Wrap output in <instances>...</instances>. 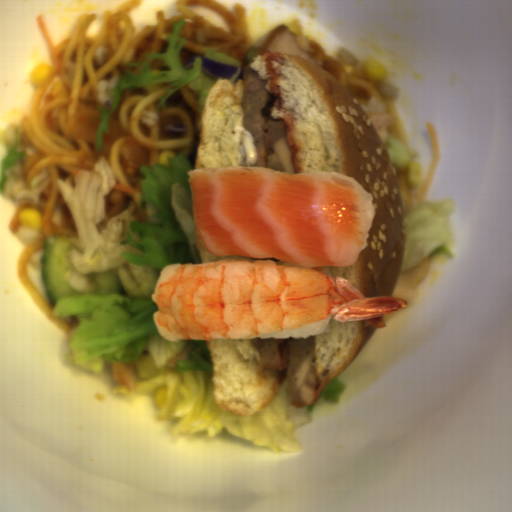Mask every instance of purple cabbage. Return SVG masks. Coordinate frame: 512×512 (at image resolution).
I'll return each instance as SVG.
<instances>
[{
	"mask_svg": "<svg viewBox=\"0 0 512 512\" xmlns=\"http://www.w3.org/2000/svg\"><path fill=\"white\" fill-rule=\"evenodd\" d=\"M196 57H201V72L217 80L230 79L239 70V66L215 62L201 54L190 56L189 60L185 63V69H189L191 67Z\"/></svg>",
	"mask_w": 512,
	"mask_h": 512,
	"instance_id": "1",
	"label": "purple cabbage"
},
{
	"mask_svg": "<svg viewBox=\"0 0 512 512\" xmlns=\"http://www.w3.org/2000/svg\"><path fill=\"white\" fill-rule=\"evenodd\" d=\"M163 130L166 132H188L189 127L188 125H182V124H164Z\"/></svg>",
	"mask_w": 512,
	"mask_h": 512,
	"instance_id": "2",
	"label": "purple cabbage"
}]
</instances>
